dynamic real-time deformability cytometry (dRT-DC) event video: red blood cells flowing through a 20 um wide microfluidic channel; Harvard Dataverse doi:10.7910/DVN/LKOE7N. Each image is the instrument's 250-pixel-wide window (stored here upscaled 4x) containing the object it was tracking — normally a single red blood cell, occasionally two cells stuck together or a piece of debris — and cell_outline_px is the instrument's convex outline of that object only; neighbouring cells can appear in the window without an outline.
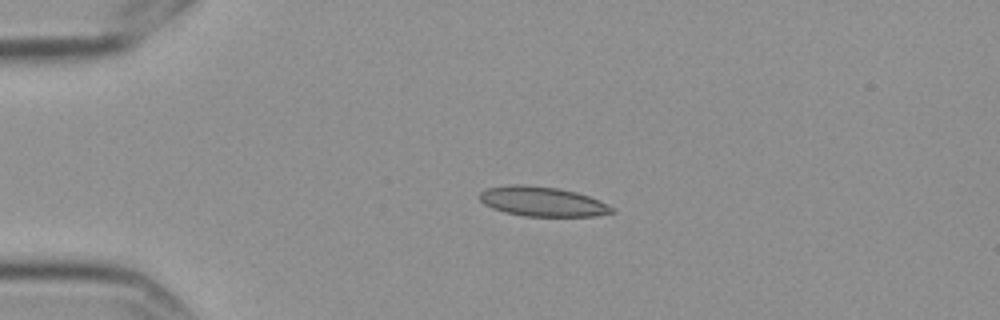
{"species": "Egyptian fruit bat (a non-hibernating species)", "species_latin": "Rousettus aegyptiacus", "temperature_condition": "cold", "stored_images_in_passage": 15, "camera_frame_rate_fps": 3000, "um_per_image_px": 0.085, "frame": {"image": 1, "passage_image": 4, "time_ms": 1.0, "image_size_px": [1000, 320], "cell_outline_px": [[616, 212], [596, 216], [524, 216], [504, 212], [492, 208], [484, 204], [476, 196], [480, 192], [488, 188], [508, 184], [524, 184], [560, 188], [576, 192], [600, 200], [616, 208]], "centroid_in_image_um": [46.11, 17.12], "position_along_channel_um": 38.9, "area_um2": 23.24}}
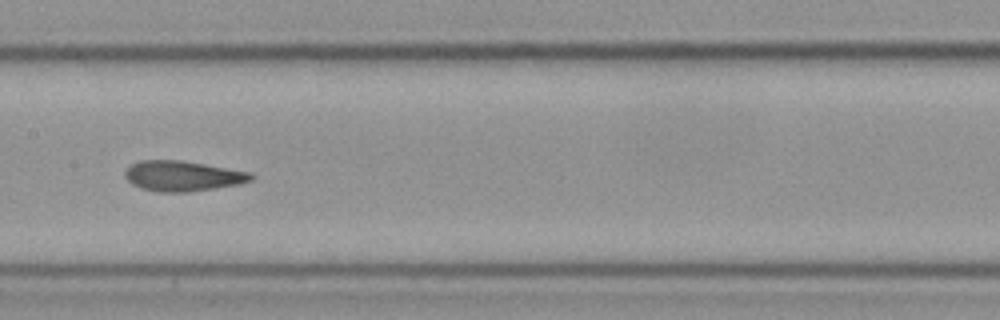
{"frame": {"image": 2, "passage_image": 8, "time_ms": 2.333, "image_size_px": [1000, 320], "cell_outline_px": [[252, 180], [240, 184], [188, 192], [160, 192], [140, 188], [132, 184], [124, 176], [124, 172], [132, 164], [140, 160], [180, 160], [252, 172]], "centroid_in_image_um": [15.52, 14.96], "position_along_channel_um": 191.9, "area_um2": 22.2}}
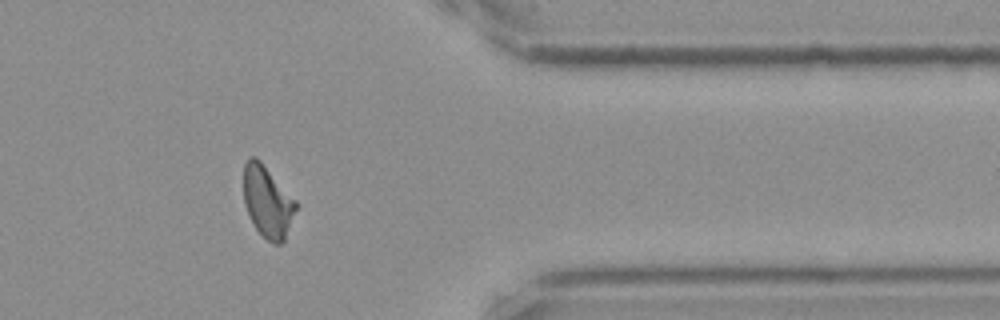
{"frame": {"image": 3, "passage_image": 13, "time_ms": 4.0, "image_size_px": [1000, 320], "cell_outline_px": [[300, 204], [284, 240], [280, 244], [272, 244], [256, 228], [244, 204], [244, 164], [248, 156], [256, 156], [260, 160]], "centroid_in_image_um": [22.77, 17.12], "position_along_channel_um": 388.6, "area_um2": 21.96}}